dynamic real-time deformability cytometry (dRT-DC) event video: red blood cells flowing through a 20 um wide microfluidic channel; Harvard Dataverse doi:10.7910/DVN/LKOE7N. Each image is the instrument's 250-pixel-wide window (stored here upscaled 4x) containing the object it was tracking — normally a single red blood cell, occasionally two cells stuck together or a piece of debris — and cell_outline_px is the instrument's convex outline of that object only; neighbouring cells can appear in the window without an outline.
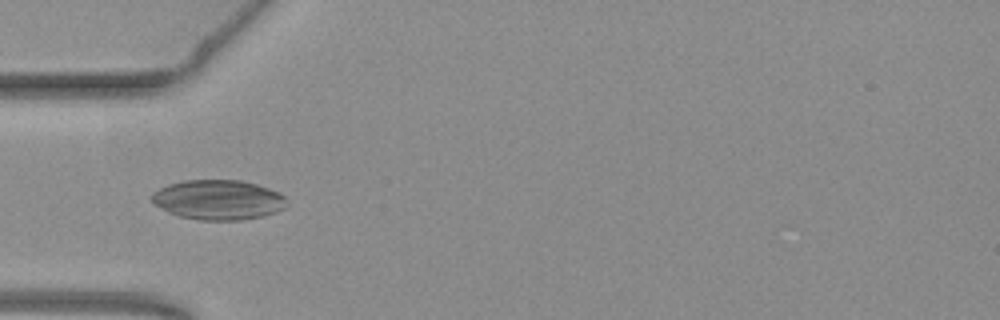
{"species": "common noctule bat (a hibernating species)", "species_latin": "Nyctalus noctula", "temperature_condition": "warm", "stored_images_in_passage": 54, "camera_frame_rate_fps": 3000, "um_per_image_px": 0.085, "animal": {"sex": "female", "body_mass_g": 19.3, "forearm_length_mm": 54.1}, "frame": {"image": 1, "passage_image": 17, "time_ms": 5.333, "image_size_px": [1000, 320], "cell_outline_px": [[288, 204], [284, 208], [276, 212], [260, 216], [240, 220], [200, 220], [180, 216], [168, 212], [152, 204], [152, 192], [168, 184], [184, 180], [240, 180], [256, 184], [280, 192], [284, 196]], "centroid_in_image_um": [18.54, 16.98], "position_along_channel_um": 66.5, "area_um2": 31.39}}
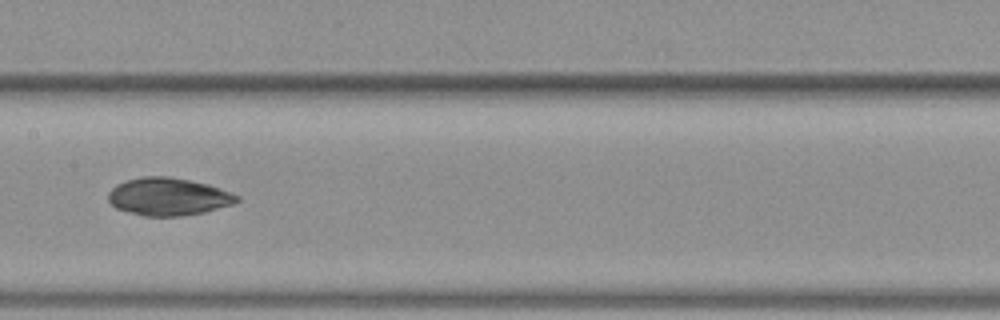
{"frame": {"image": 2, "passage_image": 27, "time_ms": 8.667, "image_size_px": [1000, 320], "cell_outline_px": [[240, 200], [232, 204], [204, 212], [180, 216], [144, 216], [128, 212], [116, 208], [108, 200], [108, 192], [116, 184], [128, 180], [144, 176], [168, 176], [208, 184], [232, 192], [240, 196]], "centroid_in_image_um": [14.31, 16.71], "position_along_channel_um": 193.1, "area_um2": 28.21}}
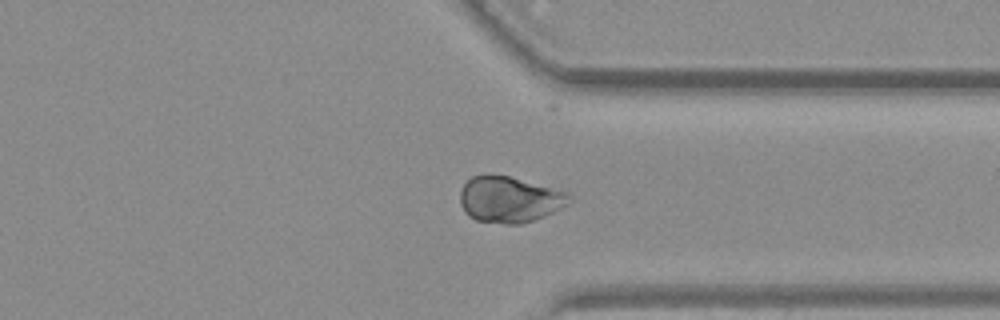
{"frame": {"image": 3, "passage_image": 41, "time_ms": 13.333, "image_size_px": [1000, 320], "cell_outline_px": [[572, 200], [568, 204], [544, 216], [520, 224], [504, 224], [476, 220], [468, 216], [464, 212], [460, 204], [460, 192], [464, 184], [472, 176], [488, 172], [508, 176], [568, 192]], "centroid_in_image_um": [43.26, 16.94], "position_along_channel_um": 368.1, "area_um2": 29.48}, "authors_computed_cell_mechanics": {"area_um2": 29.0734, "velocity_mm_per_s": 3.7794, "shape_relaxation_time_tau1_ms": 2.2251, "shape_relaxation_time_tau2_ms": null, "deformation_change_tau1": 0.0413, "deformation_change_tau2": null}}